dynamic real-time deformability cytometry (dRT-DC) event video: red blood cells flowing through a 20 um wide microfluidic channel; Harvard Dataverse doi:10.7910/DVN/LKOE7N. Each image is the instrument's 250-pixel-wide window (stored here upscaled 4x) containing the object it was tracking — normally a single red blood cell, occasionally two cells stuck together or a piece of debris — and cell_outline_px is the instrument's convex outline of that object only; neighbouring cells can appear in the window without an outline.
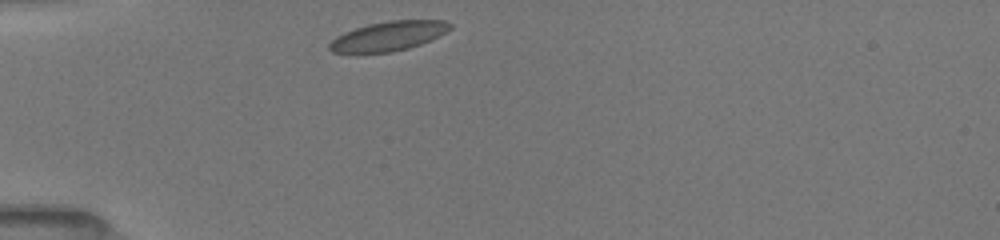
{"species": "common noctule bat (a hibernating species)", "species_latin": "Nyctalus noctula", "temperature_condition": "room temperature", "stored_images_in_passage": 21, "camera_frame_rate_fps": 3000, "um_per_image_px": 0.085, "animal": {"sex": "female", "body_mass_g": 19.5, "forearm_length_mm": 54.1}, "frame": {"image": 1, "passage_image": 1, "time_ms": 0.0, "image_size_px": [1000, 240], "cell_outline_px": [[452, 28], [420, 44], [408, 48], [392, 52], [356, 56], [332, 52], [328, 48], [328, 44], [336, 36], [344, 32], [368, 24], [388, 20], [444, 20], [452, 24]], "centroid_in_image_um": [32.9, 3.11], "position_along_channel_um": 52.1, "area_um2": 21.27}}
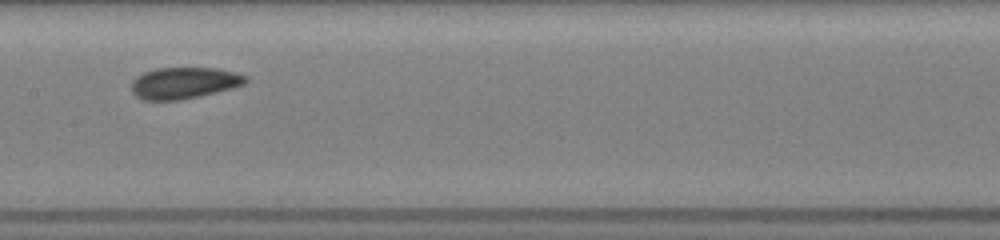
{"frame": {"image": 2, "passage_image": 9, "time_ms": 4.0, "image_size_px": [1000, 240], "cell_outline_px": [[248, 80], [244, 84], [232, 88], [200, 96], [180, 100], [144, 100], [136, 96], [132, 92], [132, 80], [136, 76], [144, 72], [156, 68], [216, 68], [236, 72], [248, 76]], "centroid_in_image_um": [15.65, 7.05], "position_along_channel_um": 191.8, "area_um2": 21.04}}
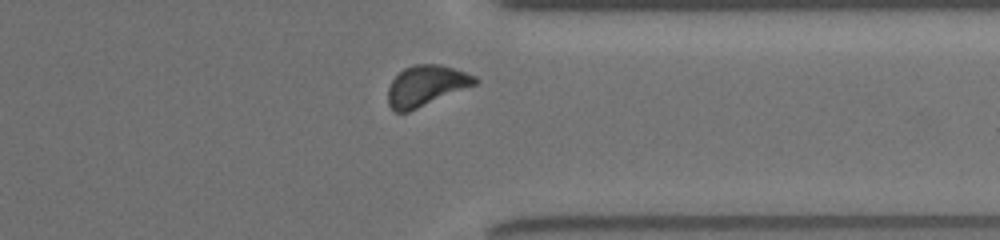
{"frame": {"image": 3, "passage_image": 18, "time_ms": 8.667, "image_size_px": [1000, 240], "cell_outline_px": [[480, 80], [476, 84], [408, 112], [396, 112], [388, 104], [388, 88], [392, 80], [404, 68], [416, 64], [440, 64], [476, 76]], "centroid_in_image_um": [36.21, 7.28], "position_along_channel_um": 375.2, "area_um2": 20.35}, "authors_computed_cell_mechanics": {"area_um2": 20.7502, "velocity_mm_per_s": 3.9554, "shape_relaxation_time_tau1_ms": 2.8868, "shape_relaxation_time_tau2_ms": 2.2995, "deformation_change_tau1": 0.0719, "deformation_change_tau2": 0.0526}}